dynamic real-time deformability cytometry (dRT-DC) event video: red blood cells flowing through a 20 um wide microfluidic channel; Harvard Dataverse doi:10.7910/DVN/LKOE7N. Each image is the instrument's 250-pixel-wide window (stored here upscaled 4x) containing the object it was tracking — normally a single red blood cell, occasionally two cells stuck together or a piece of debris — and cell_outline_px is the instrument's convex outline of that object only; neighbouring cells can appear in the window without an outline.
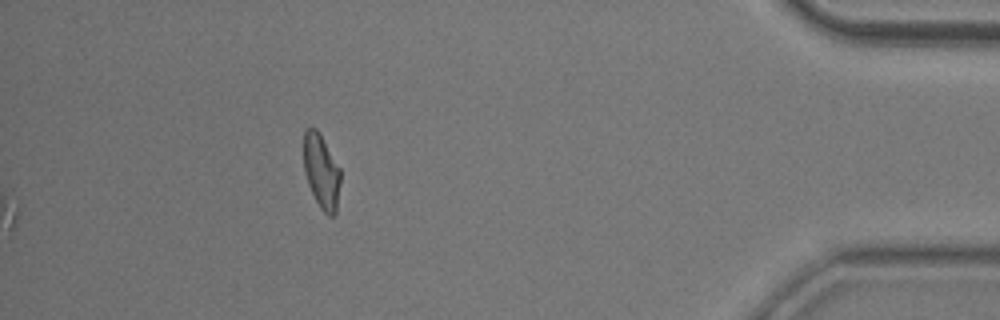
{"species": "common noctule bat (a hibernating species)", "species_latin": "Nyctalus noctula", "temperature_condition": "room temperature", "stored_images_in_passage": 41, "segment_of_instrument_passage": [2, 2], "camera_frame_rate_fps": 3000, "um_per_image_px": 0.085, "animal": {"sex": "male", "body_mass_g": 20.5, "forearm_length_mm": 52.5}, "frame": {"image": 1, "passage_image": 41, "time_ms": 13.333, "image_size_px": [1000, 320], "cell_outline_px": [[340, 180], [336, 212], [332, 216], [328, 216], [320, 208], [308, 184], [304, 172], [304, 128], [316, 128], [340, 168]], "centroid_in_image_um": [27.31, 14.58], "position_along_channel_um": 407.9, "area_um2": 15.72}}